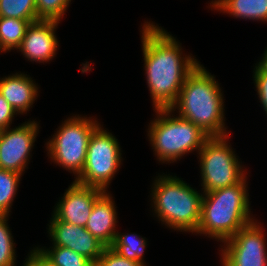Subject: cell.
Returning a JSON list of instances; mask_svg holds the SVG:
<instances>
[{
    "label": "cell",
    "mask_w": 267,
    "mask_h": 266,
    "mask_svg": "<svg viewBox=\"0 0 267 266\" xmlns=\"http://www.w3.org/2000/svg\"><path fill=\"white\" fill-rule=\"evenodd\" d=\"M152 184V212L159 222L173 230L195 233L201 218L203 192L170 174H158Z\"/></svg>",
    "instance_id": "4"
},
{
    "label": "cell",
    "mask_w": 267,
    "mask_h": 266,
    "mask_svg": "<svg viewBox=\"0 0 267 266\" xmlns=\"http://www.w3.org/2000/svg\"><path fill=\"white\" fill-rule=\"evenodd\" d=\"M105 191L82 185L75 180L57 202L53 214L61 221L85 227L95 201Z\"/></svg>",
    "instance_id": "12"
},
{
    "label": "cell",
    "mask_w": 267,
    "mask_h": 266,
    "mask_svg": "<svg viewBox=\"0 0 267 266\" xmlns=\"http://www.w3.org/2000/svg\"><path fill=\"white\" fill-rule=\"evenodd\" d=\"M38 123L28 120L15 128L0 130V169L24 175L37 140Z\"/></svg>",
    "instance_id": "10"
},
{
    "label": "cell",
    "mask_w": 267,
    "mask_h": 266,
    "mask_svg": "<svg viewBox=\"0 0 267 266\" xmlns=\"http://www.w3.org/2000/svg\"><path fill=\"white\" fill-rule=\"evenodd\" d=\"M113 200L111 193L105 191L95 201L91 215L85 226L86 230L106 247L112 245L117 233V207Z\"/></svg>",
    "instance_id": "14"
},
{
    "label": "cell",
    "mask_w": 267,
    "mask_h": 266,
    "mask_svg": "<svg viewBox=\"0 0 267 266\" xmlns=\"http://www.w3.org/2000/svg\"><path fill=\"white\" fill-rule=\"evenodd\" d=\"M8 219L9 215H0V266H16V243Z\"/></svg>",
    "instance_id": "22"
},
{
    "label": "cell",
    "mask_w": 267,
    "mask_h": 266,
    "mask_svg": "<svg viewBox=\"0 0 267 266\" xmlns=\"http://www.w3.org/2000/svg\"><path fill=\"white\" fill-rule=\"evenodd\" d=\"M147 246L146 237H141L135 233H116L110 248L114 250L118 255L126 259L140 263L142 266H146L144 260V251Z\"/></svg>",
    "instance_id": "17"
},
{
    "label": "cell",
    "mask_w": 267,
    "mask_h": 266,
    "mask_svg": "<svg viewBox=\"0 0 267 266\" xmlns=\"http://www.w3.org/2000/svg\"><path fill=\"white\" fill-rule=\"evenodd\" d=\"M257 219L222 242V266H267V243Z\"/></svg>",
    "instance_id": "9"
},
{
    "label": "cell",
    "mask_w": 267,
    "mask_h": 266,
    "mask_svg": "<svg viewBox=\"0 0 267 266\" xmlns=\"http://www.w3.org/2000/svg\"><path fill=\"white\" fill-rule=\"evenodd\" d=\"M0 17L39 20L36 0H0Z\"/></svg>",
    "instance_id": "21"
},
{
    "label": "cell",
    "mask_w": 267,
    "mask_h": 266,
    "mask_svg": "<svg viewBox=\"0 0 267 266\" xmlns=\"http://www.w3.org/2000/svg\"><path fill=\"white\" fill-rule=\"evenodd\" d=\"M209 8L235 18L267 22V0H212Z\"/></svg>",
    "instance_id": "16"
},
{
    "label": "cell",
    "mask_w": 267,
    "mask_h": 266,
    "mask_svg": "<svg viewBox=\"0 0 267 266\" xmlns=\"http://www.w3.org/2000/svg\"><path fill=\"white\" fill-rule=\"evenodd\" d=\"M223 98L215 76L199 63L187 76L176 102L170 109L176 111V115L199 126L210 137H224L231 133L225 127Z\"/></svg>",
    "instance_id": "2"
},
{
    "label": "cell",
    "mask_w": 267,
    "mask_h": 266,
    "mask_svg": "<svg viewBox=\"0 0 267 266\" xmlns=\"http://www.w3.org/2000/svg\"><path fill=\"white\" fill-rule=\"evenodd\" d=\"M265 53L264 54H262L263 56V58H261L262 60H260V62L261 63H263L266 67H267V48L265 49V51H264Z\"/></svg>",
    "instance_id": "28"
},
{
    "label": "cell",
    "mask_w": 267,
    "mask_h": 266,
    "mask_svg": "<svg viewBox=\"0 0 267 266\" xmlns=\"http://www.w3.org/2000/svg\"><path fill=\"white\" fill-rule=\"evenodd\" d=\"M255 65L253 70V81L256 87L255 91H257L259 102L267 115V67L260 61Z\"/></svg>",
    "instance_id": "24"
},
{
    "label": "cell",
    "mask_w": 267,
    "mask_h": 266,
    "mask_svg": "<svg viewBox=\"0 0 267 266\" xmlns=\"http://www.w3.org/2000/svg\"><path fill=\"white\" fill-rule=\"evenodd\" d=\"M59 23L55 20H39L31 23L16 50L31 62L44 64L53 60L59 47L55 33Z\"/></svg>",
    "instance_id": "13"
},
{
    "label": "cell",
    "mask_w": 267,
    "mask_h": 266,
    "mask_svg": "<svg viewBox=\"0 0 267 266\" xmlns=\"http://www.w3.org/2000/svg\"><path fill=\"white\" fill-rule=\"evenodd\" d=\"M39 20H21L0 17V53L16 50L25 36L27 27Z\"/></svg>",
    "instance_id": "18"
},
{
    "label": "cell",
    "mask_w": 267,
    "mask_h": 266,
    "mask_svg": "<svg viewBox=\"0 0 267 266\" xmlns=\"http://www.w3.org/2000/svg\"><path fill=\"white\" fill-rule=\"evenodd\" d=\"M32 79L21 72L0 78V94L18 115L30 111L39 95L38 85Z\"/></svg>",
    "instance_id": "15"
},
{
    "label": "cell",
    "mask_w": 267,
    "mask_h": 266,
    "mask_svg": "<svg viewBox=\"0 0 267 266\" xmlns=\"http://www.w3.org/2000/svg\"><path fill=\"white\" fill-rule=\"evenodd\" d=\"M46 143V151L53 163L80 176L86 161L88 142L93 131L100 125L95 118L73 115L61 123Z\"/></svg>",
    "instance_id": "6"
},
{
    "label": "cell",
    "mask_w": 267,
    "mask_h": 266,
    "mask_svg": "<svg viewBox=\"0 0 267 266\" xmlns=\"http://www.w3.org/2000/svg\"><path fill=\"white\" fill-rule=\"evenodd\" d=\"M17 114L14 108L0 94V130L10 128L12 122H14L13 117Z\"/></svg>",
    "instance_id": "26"
},
{
    "label": "cell",
    "mask_w": 267,
    "mask_h": 266,
    "mask_svg": "<svg viewBox=\"0 0 267 266\" xmlns=\"http://www.w3.org/2000/svg\"><path fill=\"white\" fill-rule=\"evenodd\" d=\"M247 176L239 183L203 193L197 231L223 242L255 220L251 215Z\"/></svg>",
    "instance_id": "3"
},
{
    "label": "cell",
    "mask_w": 267,
    "mask_h": 266,
    "mask_svg": "<svg viewBox=\"0 0 267 266\" xmlns=\"http://www.w3.org/2000/svg\"><path fill=\"white\" fill-rule=\"evenodd\" d=\"M22 175L0 169V215H10Z\"/></svg>",
    "instance_id": "20"
},
{
    "label": "cell",
    "mask_w": 267,
    "mask_h": 266,
    "mask_svg": "<svg viewBox=\"0 0 267 266\" xmlns=\"http://www.w3.org/2000/svg\"><path fill=\"white\" fill-rule=\"evenodd\" d=\"M48 234L53 246H62L91 260L94 264L106 246L85 227L59 220L54 214L48 224Z\"/></svg>",
    "instance_id": "11"
},
{
    "label": "cell",
    "mask_w": 267,
    "mask_h": 266,
    "mask_svg": "<svg viewBox=\"0 0 267 266\" xmlns=\"http://www.w3.org/2000/svg\"><path fill=\"white\" fill-rule=\"evenodd\" d=\"M142 25L144 70L153 108H170L176 102L187 76L200 61L192 54H184L176 37L158 24L145 21Z\"/></svg>",
    "instance_id": "1"
},
{
    "label": "cell",
    "mask_w": 267,
    "mask_h": 266,
    "mask_svg": "<svg viewBox=\"0 0 267 266\" xmlns=\"http://www.w3.org/2000/svg\"><path fill=\"white\" fill-rule=\"evenodd\" d=\"M101 124L93 131L86 154V161L76 182L108 191V187L120 170L122 151L118 139L102 128Z\"/></svg>",
    "instance_id": "8"
},
{
    "label": "cell",
    "mask_w": 267,
    "mask_h": 266,
    "mask_svg": "<svg viewBox=\"0 0 267 266\" xmlns=\"http://www.w3.org/2000/svg\"><path fill=\"white\" fill-rule=\"evenodd\" d=\"M229 136L210 137L197 153L203 193L235 185L248 175L228 143Z\"/></svg>",
    "instance_id": "7"
},
{
    "label": "cell",
    "mask_w": 267,
    "mask_h": 266,
    "mask_svg": "<svg viewBox=\"0 0 267 266\" xmlns=\"http://www.w3.org/2000/svg\"><path fill=\"white\" fill-rule=\"evenodd\" d=\"M23 266H55L37 247L28 253Z\"/></svg>",
    "instance_id": "27"
},
{
    "label": "cell",
    "mask_w": 267,
    "mask_h": 266,
    "mask_svg": "<svg viewBox=\"0 0 267 266\" xmlns=\"http://www.w3.org/2000/svg\"><path fill=\"white\" fill-rule=\"evenodd\" d=\"M95 266H142L140 263L118 255L110 247H106Z\"/></svg>",
    "instance_id": "25"
},
{
    "label": "cell",
    "mask_w": 267,
    "mask_h": 266,
    "mask_svg": "<svg viewBox=\"0 0 267 266\" xmlns=\"http://www.w3.org/2000/svg\"><path fill=\"white\" fill-rule=\"evenodd\" d=\"M71 0H36L37 18L61 22Z\"/></svg>",
    "instance_id": "23"
},
{
    "label": "cell",
    "mask_w": 267,
    "mask_h": 266,
    "mask_svg": "<svg viewBox=\"0 0 267 266\" xmlns=\"http://www.w3.org/2000/svg\"><path fill=\"white\" fill-rule=\"evenodd\" d=\"M156 117L148 126V138L154 155L162 163H173L187 153L199 152L210 138L199 126L175 116L170 108L153 109ZM175 116V117H174Z\"/></svg>",
    "instance_id": "5"
},
{
    "label": "cell",
    "mask_w": 267,
    "mask_h": 266,
    "mask_svg": "<svg viewBox=\"0 0 267 266\" xmlns=\"http://www.w3.org/2000/svg\"><path fill=\"white\" fill-rule=\"evenodd\" d=\"M55 266H95L87 257L76 253L75 251L62 247L51 246L37 247Z\"/></svg>",
    "instance_id": "19"
}]
</instances>
